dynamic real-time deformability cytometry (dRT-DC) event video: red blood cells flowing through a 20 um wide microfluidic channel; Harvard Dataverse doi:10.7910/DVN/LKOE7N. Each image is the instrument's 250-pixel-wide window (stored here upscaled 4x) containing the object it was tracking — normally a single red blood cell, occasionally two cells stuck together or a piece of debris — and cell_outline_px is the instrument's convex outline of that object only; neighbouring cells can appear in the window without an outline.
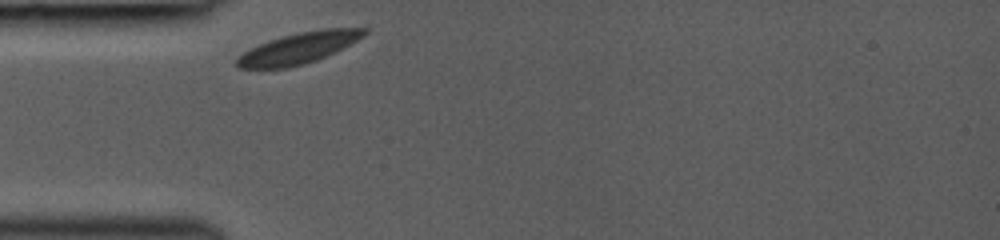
{"species": "common noctule bat (a hibernating species)", "species_latin": "Nyctalus noctula", "temperature_condition": "room temperature", "stored_images_in_passage": 20, "camera_frame_rate_fps": 3000, "um_per_image_px": 0.085, "animal": {"sex": "female", "body_mass_g": 19.0, "forearm_length_mm": 53.3}, "frame": {"image": 1, "passage_image": 1, "time_ms": 0.0, "image_size_px": [1000, 240], "cell_outline_px": [[368, 32], [364, 36], [316, 60], [304, 64], [284, 68], [240, 68], [236, 64], [236, 56], [268, 40], [280, 36], [300, 32], [324, 28], [368, 28]], "centroid_in_image_um": [25.35, 4.07], "position_along_channel_um": 59.6, "area_um2": 22.66}}
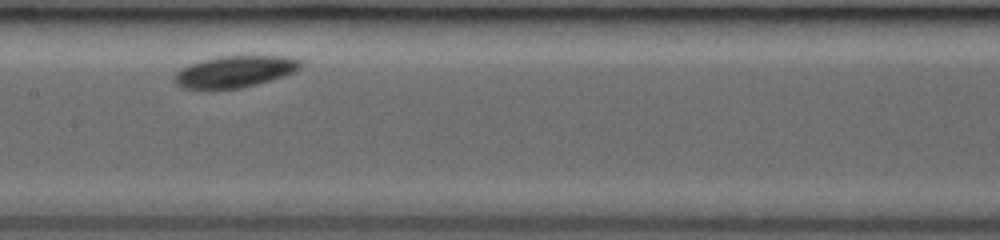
{"frame": {"image": 2, "passage_image": 9, "time_ms": 3.333, "image_size_px": [1000, 240], "cell_outline_px": [[300, 68], [296, 72], [284, 76], [256, 84], [240, 88], [180, 88], [172, 80], [172, 76], [180, 68], [188, 64], [200, 60], [220, 56], [288, 56], [300, 60]], "centroid_in_image_um": [19.91, 6.07], "position_along_channel_um": 187.5, "area_um2": 23.29}}
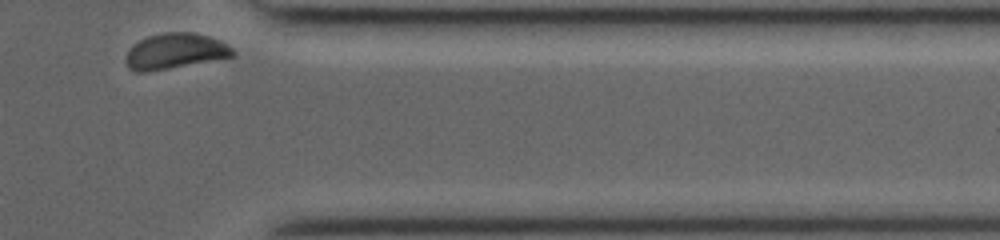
{"frame": {"image": 3, "passage_image": 20, "time_ms": 8.667, "image_size_px": [1000, 240], "cell_outline_px": [[236, 56], [144, 72], [136, 72], [128, 68], [124, 60], [128, 52], [140, 40], [148, 36], [164, 32], [192, 32], [208, 36], [220, 40], [232, 48], [236, 52]], "centroid_in_image_um": [14.9, 4.34], "position_along_channel_um": 396.5, "area_um2": 21.91}}